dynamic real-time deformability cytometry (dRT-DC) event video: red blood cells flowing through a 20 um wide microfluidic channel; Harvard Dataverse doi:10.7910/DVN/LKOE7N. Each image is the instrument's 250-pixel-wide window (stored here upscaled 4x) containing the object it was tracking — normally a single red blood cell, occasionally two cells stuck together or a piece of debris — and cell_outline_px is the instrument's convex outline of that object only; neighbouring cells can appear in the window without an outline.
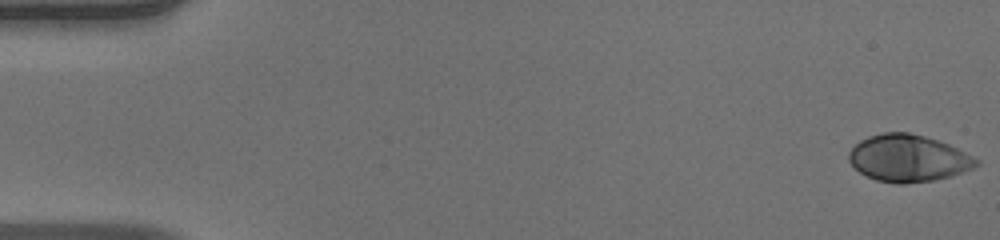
{"species": "human", "species_latin": "Homo sapiens", "temperature_condition": "warm", "stored_images_in_passage": 52, "camera_frame_rate_fps": 3000, "um_per_image_px": 0.085, "donor": {"sex": "male"}, "frame": {"image": 1, "passage_image": 1, "time_ms": 0.0, "image_size_px": [1000, 240], "cell_outline_px": [[980, 164], [972, 168], [948, 176], [932, 180], [904, 184], [896, 184], [876, 180], [860, 172], [848, 160], [848, 152], [860, 140], [868, 136], [884, 132], [908, 132], [940, 140], [980, 160]], "centroid_in_image_um": [77.18, 13.44], "position_along_channel_um": 7.8, "area_um2": 34.68}}
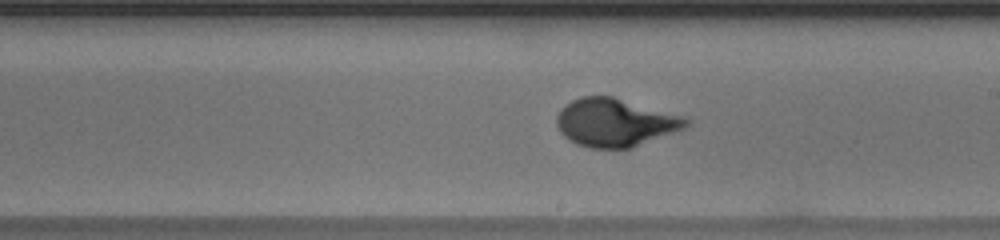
{"frame": {"image": 2, "passage_image": 30, "time_ms": 9.667, "image_size_px": [1000, 240], "cell_outline_px": [[688, 124], [684, 128], [632, 148], [588, 148], [576, 144], [568, 140], [560, 132], [556, 124], [556, 116], [560, 108], [564, 104], [580, 96], [612, 96], [684, 116], [688, 120]], "centroid_in_image_um": [52.23, 10.41], "position_along_channel_um": 236.8, "area_um2": 36.36}}
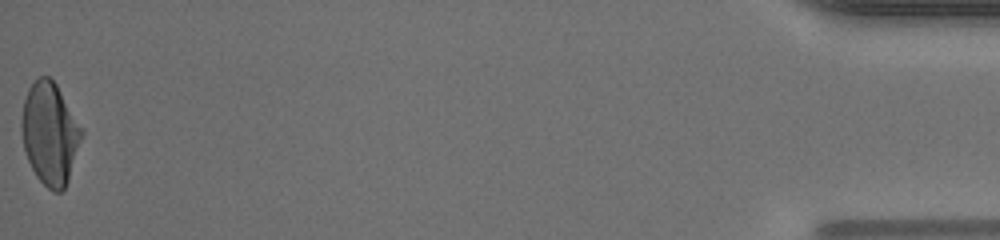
{"frame": {"image": 3, "passage_image": 52, "time_ms": 17.0, "image_size_px": [1000, 240], "cell_outline_px": [[84, 132], [68, 180], [64, 188], [60, 192], [52, 192], [36, 176], [28, 160], [24, 148], [20, 128], [20, 124], [24, 100], [28, 88], [40, 76], [48, 76], [56, 84], [84, 128]], "centroid_in_image_um": [4.25, 11.34], "position_along_channel_um": 431.0, "area_um2": 35.84}, "authors_computed_cell_mechanics": {"area_um2": 34.7378, "velocity_mm_per_s": 3.9729, "shape_relaxation_time_tau1_ms": 3.7101, "shape_relaxation_time_tau2_ms": null, "deformation_change_tau1": 0.2197, "deformation_change_tau2": null}}